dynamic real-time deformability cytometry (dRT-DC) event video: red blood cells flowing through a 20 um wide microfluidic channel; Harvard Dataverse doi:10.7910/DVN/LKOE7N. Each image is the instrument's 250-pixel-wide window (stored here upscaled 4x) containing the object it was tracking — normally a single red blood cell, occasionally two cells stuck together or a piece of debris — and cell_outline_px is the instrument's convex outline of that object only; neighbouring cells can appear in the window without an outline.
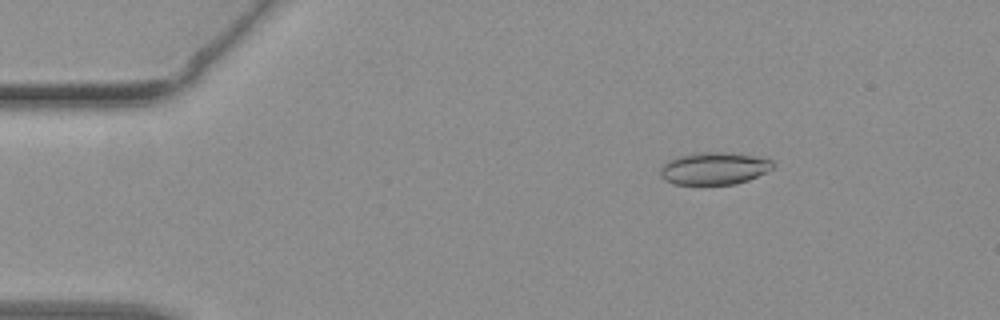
{"species": "common noctule bat (a hibernating species)", "species_latin": "Nyctalus noctula", "temperature_condition": "warm", "stored_images_in_passage": 40, "camera_frame_rate_fps": 3000, "um_per_image_px": 0.085, "animal": {"sex": "female", "body_mass_g": 19.3, "forearm_length_mm": 54.1}, "frame": {"image": 1, "passage_image": 2, "time_ms": 0.333, "image_size_px": [1000, 320], "cell_outline_px": [[772, 168], [748, 180], [732, 184], [676, 184], [660, 176], [660, 168], [664, 164], [680, 156], [708, 152], [724, 152], [772, 160]], "centroid_in_image_um": [60.68, 14.33], "position_along_channel_um": 24.3, "area_um2": 20.35}}
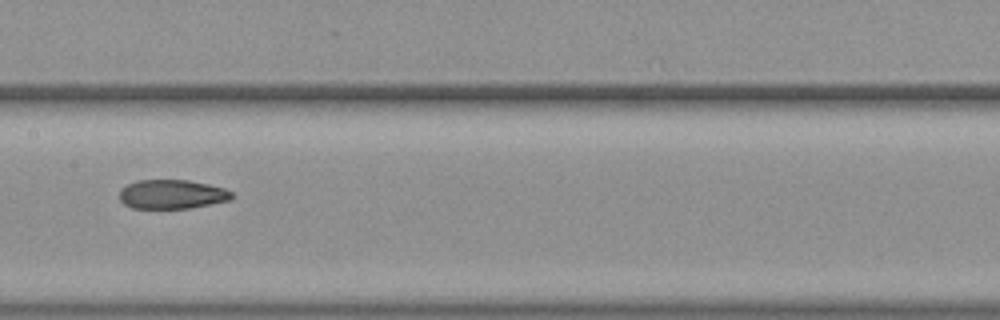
{"frame": {"image": 2, "passage_image": 18, "time_ms": 5.667, "image_size_px": [1000, 320], "cell_outline_px": [[232, 200], [192, 208], [132, 208], [124, 204], [120, 200], [120, 188], [136, 180], [188, 180], [208, 184], [224, 188], [232, 192]], "centroid_in_image_um": [14.62, 16.51], "position_along_channel_um": 192.8, "area_um2": 19.19}}
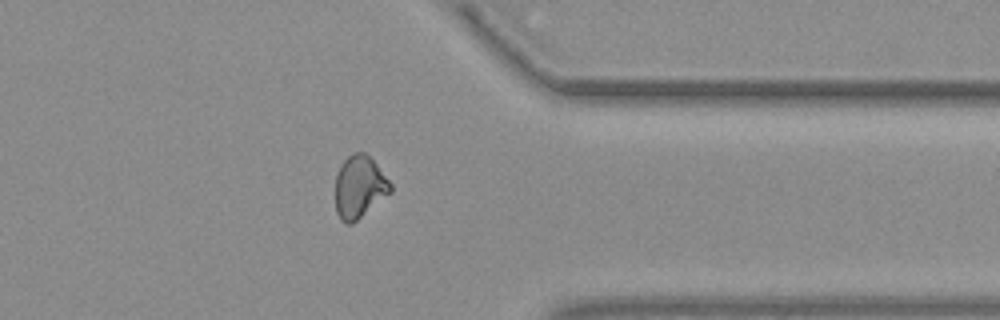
{"frame": {"image": 3, "passage_image": 31, "time_ms": 10.0, "image_size_px": [1000, 320], "cell_outline_px": [[392, 192], [352, 224], [344, 224], [340, 220], [336, 212], [336, 172], [340, 164], [352, 152], [364, 152], [376, 164], [392, 184]], "centroid_in_image_um": [30.54, 15.9], "position_along_channel_um": 380.9, "area_um2": 20.17}}